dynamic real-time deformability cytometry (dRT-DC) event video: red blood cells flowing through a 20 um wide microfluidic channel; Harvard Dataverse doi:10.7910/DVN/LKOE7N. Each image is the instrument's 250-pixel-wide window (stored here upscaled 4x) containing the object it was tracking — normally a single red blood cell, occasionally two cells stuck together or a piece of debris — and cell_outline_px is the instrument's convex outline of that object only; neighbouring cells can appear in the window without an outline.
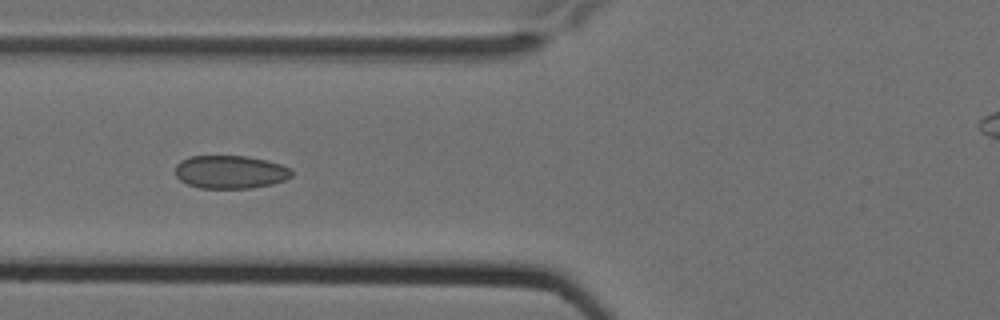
{"species": "Egyptian fruit bat (a non-hibernating species)", "species_latin": "Rousettus aegyptiacus", "temperature_condition": "cold", "stored_images_in_passage": 15, "segment_of_instrument_passage": [1, 2], "camera_frame_rate_fps": 3000, "um_per_image_px": 0.085, "animal": {"sex": "female"}, "frame": {"image": 1, "passage_image": 6, "time_ms": 1.667, "image_size_px": [1000, 320], "cell_outline_px": [[292, 176], [284, 180], [272, 184], [252, 188], [200, 188], [188, 184], [180, 180], [176, 176], [176, 164], [180, 160], [188, 156], [248, 156], [268, 160], [292, 168]], "centroid_in_image_um": [19.58, 14.61], "position_along_channel_um": 106.2, "area_um2": 22.66}}
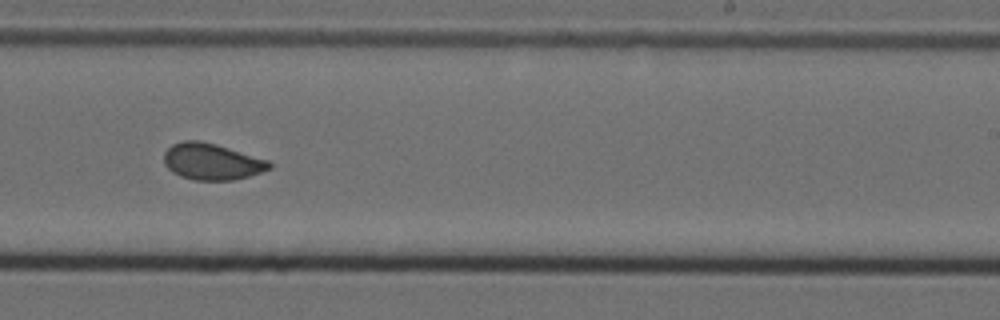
{"frame": {"image": 2, "passage_image": 10, "time_ms": 3.0, "image_size_px": [1000, 320], "cell_outline_px": [[272, 168], [248, 176], [232, 180], [196, 180], [180, 176], [172, 172], [164, 164], [164, 152], [172, 144], [184, 140], [200, 140], [216, 144], [268, 160], [272, 164]], "centroid_in_image_um": [17.98, 13.73], "position_along_channel_um": 271.0, "area_um2": 22.31}}
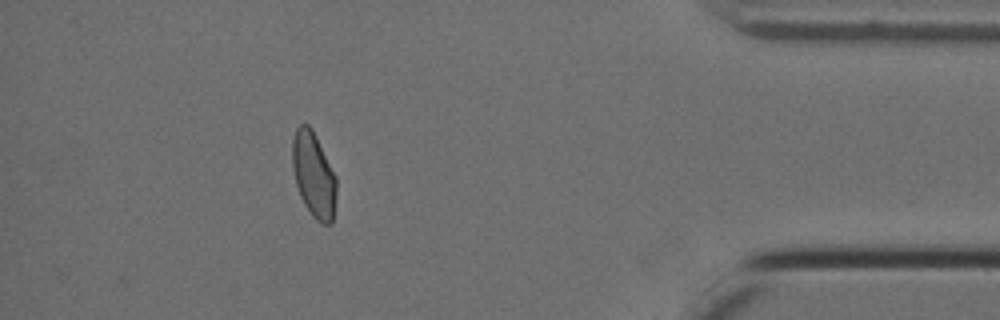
{"frame": {"image": 3, "passage_image": 14, "time_ms": 4.333, "image_size_px": [1000, 320], "cell_outline_px": [[336, 196], [332, 224], [324, 224], [316, 220], [312, 216], [304, 204], [300, 196], [296, 184], [292, 168], [292, 140], [296, 128], [300, 124], [308, 124], [312, 128], [336, 176]], "centroid_in_image_um": [26.65, 14.86], "position_along_channel_um": 408.5, "area_um2": 21.96}}